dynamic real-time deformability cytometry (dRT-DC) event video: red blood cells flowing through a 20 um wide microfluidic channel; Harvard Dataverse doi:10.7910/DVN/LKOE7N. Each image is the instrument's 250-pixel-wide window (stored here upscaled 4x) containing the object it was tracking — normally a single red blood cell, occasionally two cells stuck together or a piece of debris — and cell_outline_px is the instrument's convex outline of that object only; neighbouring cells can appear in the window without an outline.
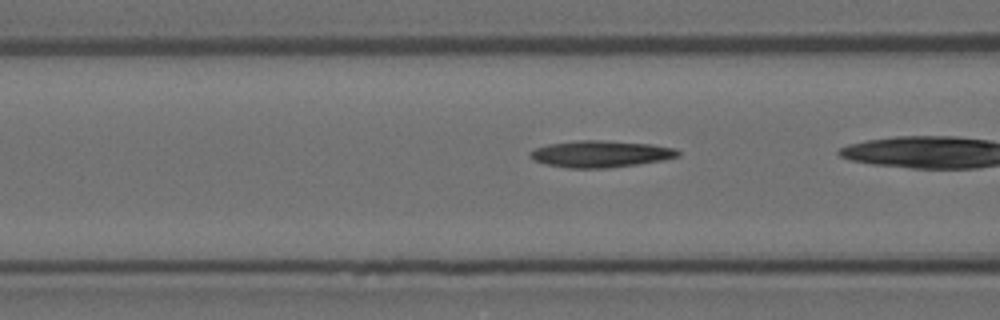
{"species": "Egyptian fruit bat (a non-hibernating species)", "species_latin": "Rousettus aegyptiacus", "temperature_condition": "room temperature", "stored_images_in_passage": 14, "camera_frame_rate_fps": 3000, "um_per_image_px": 0.085, "animal": {"sex": "female"}, "frame": {"image": 1, "passage_image": 5, "time_ms": 1.333, "image_size_px": [1000, 320], "cell_outline_px": [[680, 156], [660, 160], [636, 164], [608, 168], [568, 168], [548, 164], [532, 160], [528, 156], [528, 152], [536, 148], [548, 144], [580, 140], [604, 140], [652, 144], [676, 148], [680, 152]], "centroid_in_image_um": [51.03, 13.08], "position_along_channel_um": 115.6, "area_um2": 23.0}}